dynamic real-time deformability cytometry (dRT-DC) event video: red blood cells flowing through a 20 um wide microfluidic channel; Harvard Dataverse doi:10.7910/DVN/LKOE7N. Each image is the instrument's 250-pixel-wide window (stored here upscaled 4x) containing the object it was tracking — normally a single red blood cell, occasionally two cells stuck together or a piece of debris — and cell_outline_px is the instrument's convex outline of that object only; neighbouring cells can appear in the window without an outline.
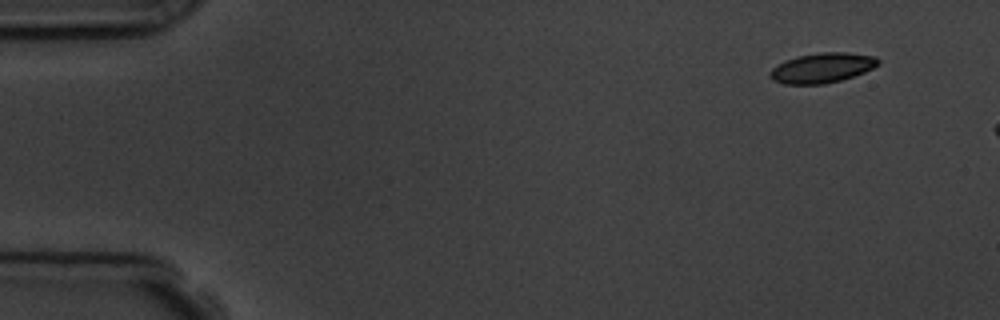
{"species": "common noctule bat (a hibernating species)", "species_latin": "Nyctalus noctula", "temperature_condition": "room temperature", "stored_images_in_passage": 4, "camera_frame_rate_fps": 3000, "um_per_image_px": 0.085, "animal": {"sex": "male", "body_mass_g": 19.5, "forearm_length_mm": 54.6}, "frame": {"image": 1, "passage_image": 1, "time_ms": 0.0, "image_size_px": [1000, 320], "cell_outline_px": [[880, 64], [864, 72], [840, 80], [824, 84], [784, 84], [772, 80], [772, 68], [776, 64], [784, 60], [796, 56], [820, 52], [848, 52], [876, 56], [880, 60]], "centroid_in_image_um": [69.9, 5.75], "position_along_channel_um": 15.1, "area_um2": 18.9}}